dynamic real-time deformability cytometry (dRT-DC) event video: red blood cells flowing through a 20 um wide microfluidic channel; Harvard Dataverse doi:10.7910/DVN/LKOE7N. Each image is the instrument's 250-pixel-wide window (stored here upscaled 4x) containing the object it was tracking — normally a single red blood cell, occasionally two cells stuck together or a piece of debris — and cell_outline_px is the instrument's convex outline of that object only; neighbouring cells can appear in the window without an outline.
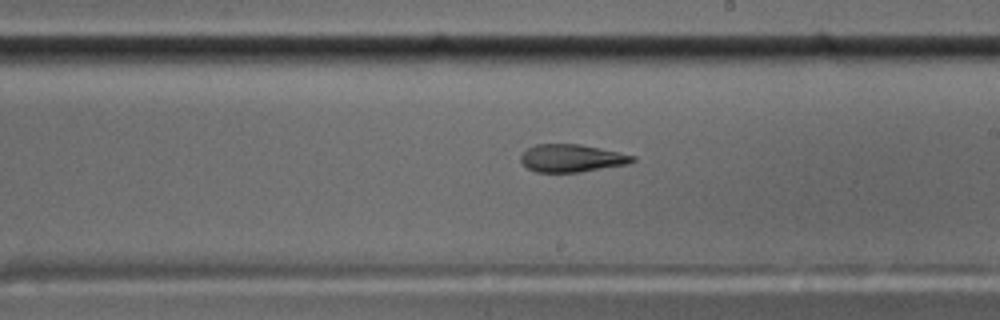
{"species": "common noctule bat (a hibernating species)", "species_latin": "Nyctalus noctula", "temperature_condition": "cold", "stored_images_in_passage": 44, "camera_frame_rate_fps": 3000, "um_per_image_px": 0.085, "animal": {"sex": "male", "body_mass_g": 17.5, "forearm_length_mm": 52.3}, "frame": {"image": 1, "passage_image": 19, "time_ms": 6.0, "image_size_px": [1000, 320], "cell_outline_px": [[636, 160], [628, 164], [580, 172], [536, 172], [528, 168], [520, 160], [520, 156], [528, 148], [536, 144], [580, 144], [600, 148], [636, 156]], "centroid_in_image_um": [48.61, 13.44], "position_along_channel_um": 240.4, "area_um2": 17.98}}
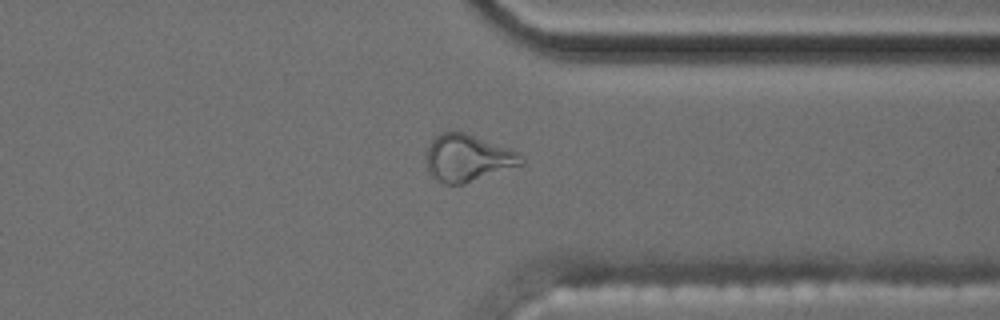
{"frame": {"image": 2, "passage_image": 30, "time_ms": 9.667, "image_size_px": [1000, 320], "cell_outline_px": [[524, 164], [464, 184], [444, 184], [436, 180], [428, 172], [424, 152], [428, 144], [440, 132], [464, 132], [508, 148], [516, 152], [524, 160]], "centroid_in_image_um": [39.69, 13.44], "position_along_channel_um": 371.7, "area_um2": 26.07}}
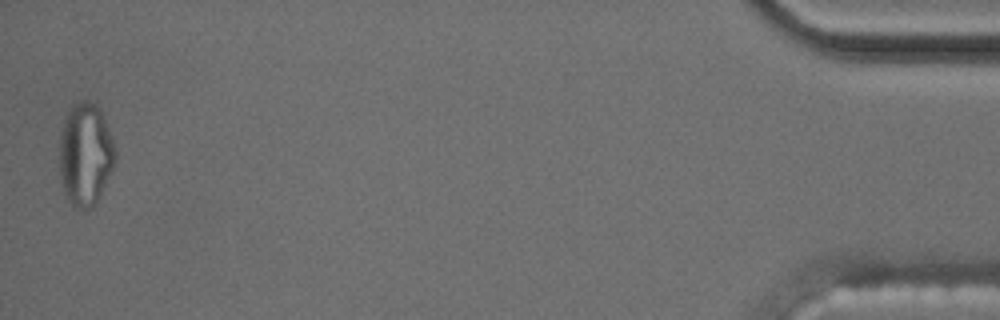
{"frame": {"image": 3, "passage_image": 42, "time_ms": 13.667, "image_size_px": [1000, 320], "cell_outline_px": [[116, 160], [92, 208], [72, 208], [64, 192], [60, 180], [60, 136], [64, 120], [72, 104], [80, 100], [88, 100], [96, 104], [100, 108], [108, 128], [116, 152]], "centroid_in_image_um": [7.23, 13.09], "position_along_channel_um": 428.0, "area_um2": 33.18}, "authors_computed_cell_mechanics": {"area_um2": 19.6809, "velocity_mm_per_s": 3.6058, "shape_relaxation_time_tau1_ms": null, "shape_relaxation_time_tau2_ms": 2.3427, "deformation_change_tau1": null, "deformation_change_tau2": 0.0915}}